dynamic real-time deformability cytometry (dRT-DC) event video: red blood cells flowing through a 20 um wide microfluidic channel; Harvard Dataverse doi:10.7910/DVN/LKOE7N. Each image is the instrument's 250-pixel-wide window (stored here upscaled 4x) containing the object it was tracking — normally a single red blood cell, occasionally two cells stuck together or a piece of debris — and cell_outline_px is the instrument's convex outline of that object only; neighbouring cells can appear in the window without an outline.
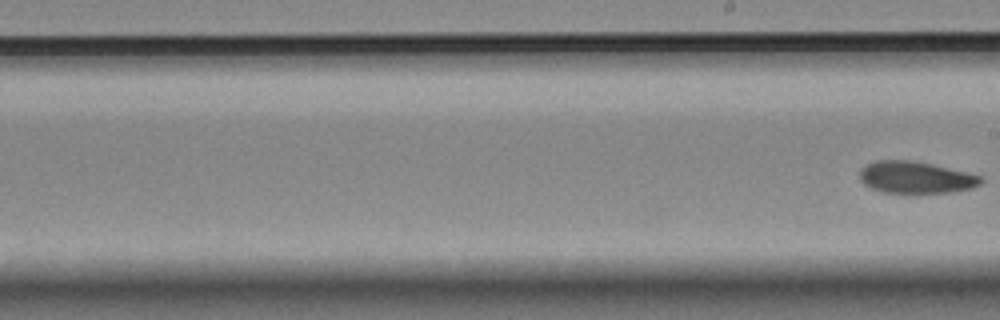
{"species": "Egyptian fruit bat (a non-hibernating species)", "species_latin": "Rousettus aegyptiacus", "temperature_condition": "room temperature", "stored_images_in_passage": 33, "segment_of_instrument_passage": [2, 2], "camera_frame_rate_fps": 3000, "um_per_image_px": 0.085, "animal": {"sex": "female"}, "frame": {"image": 1, "passage_image": 33, "time_ms": 10.667, "image_size_px": [1000, 320], "cell_outline_px": [[984, 180], [980, 184], [972, 188], [952, 192], [916, 196], [884, 192], [872, 188], [864, 184], [860, 180], [860, 168], [876, 160], [908, 160], [932, 164], [984, 176]], "centroid_in_image_um": [77.87, 15.12], "position_along_channel_um": 211.1, "area_um2": 23.35}}